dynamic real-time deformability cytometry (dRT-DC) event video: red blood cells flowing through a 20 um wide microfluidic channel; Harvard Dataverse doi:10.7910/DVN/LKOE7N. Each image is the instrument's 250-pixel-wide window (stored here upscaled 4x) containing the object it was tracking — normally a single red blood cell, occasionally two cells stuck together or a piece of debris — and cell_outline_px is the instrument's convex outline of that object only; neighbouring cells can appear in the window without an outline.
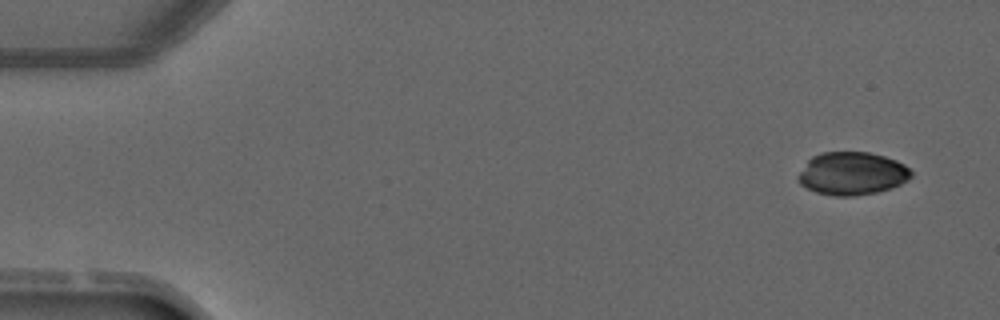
{"species": "common noctule bat (a hibernating species)", "species_latin": "Nyctalus noctula", "temperature_condition": "warm", "stored_images_in_passage": 5, "camera_frame_rate_fps": 3000, "um_per_image_px": 0.085, "animal": {"sex": "male", "forearm_length_mm": 52.5}, "frame": {"image": 1, "passage_image": 1, "time_ms": 0.0, "image_size_px": [1000, 320], "cell_outline_px": [[912, 176], [908, 180], [892, 188], [876, 192], [852, 196], [836, 196], [816, 192], [800, 184], [796, 180], [796, 176], [808, 160], [812, 156], [820, 152], [868, 152], [884, 156], [896, 160], [904, 164], [912, 172]], "centroid_in_image_um": [72.41, 14.74], "position_along_channel_um": 12.6, "area_um2": 28.38}}